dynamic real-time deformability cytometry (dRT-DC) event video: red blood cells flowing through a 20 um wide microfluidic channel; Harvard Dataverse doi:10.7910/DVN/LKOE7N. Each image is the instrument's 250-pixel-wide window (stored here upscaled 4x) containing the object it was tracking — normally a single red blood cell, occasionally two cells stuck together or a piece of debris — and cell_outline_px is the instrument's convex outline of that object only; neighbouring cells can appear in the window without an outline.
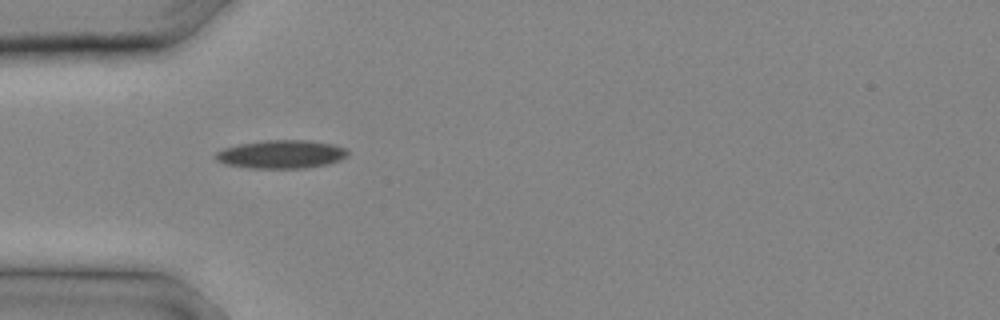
{"species": "common noctule bat (a hibernating species)", "species_latin": "Nyctalus noctula", "temperature_condition": "cold", "stored_images_in_passage": 4, "camera_frame_rate_fps": 3000, "um_per_image_px": 0.085, "animal": {"sex": "male", "body_mass_g": 20.4}, "frame": {"image": 1, "passage_image": 1, "time_ms": 0.0, "image_size_px": [1000, 320], "cell_outline_px": [[348, 156], [340, 160], [328, 164], [304, 168], [248, 168], [224, 164], [216, 160], [212, 156], [216, 152], [224, 148], [240, 144], [264, 140], [308, 140], [332, 144], [348, 148]], "centroid_in_image_um": [23.9, 13.11], "position_along_channel_um": 61.1, "area_um2": 22.02}}